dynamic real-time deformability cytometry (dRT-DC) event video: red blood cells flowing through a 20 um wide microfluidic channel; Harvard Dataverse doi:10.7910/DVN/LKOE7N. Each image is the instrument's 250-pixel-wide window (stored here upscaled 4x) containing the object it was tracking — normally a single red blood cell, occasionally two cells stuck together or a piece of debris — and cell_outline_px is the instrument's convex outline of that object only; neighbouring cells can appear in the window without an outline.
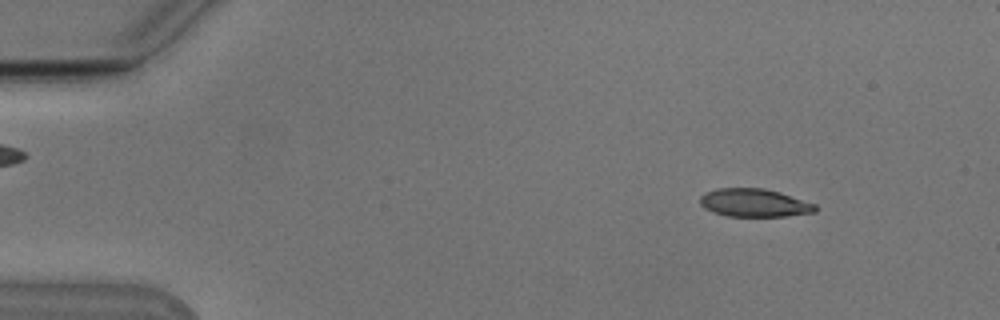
{"species": "Egyptian fruit bat (a non-hibernating species)", "species_latin": "Rousettus aegyptiacus", "temperature_condition": "cold", "stored_images_in_passage": 53, "camera_frame_rate_fps": 3000, "um_per_image_px": 0.085, "animal": {"sex": "male"}, "frame": {"image": 1, "passage_image": 6, "time_ms": 1.667, "image_size_px": [1000, 320], "cell_outline_px": [[816, 212], [784, 216], [728, 216], [712, 212], [704, 208], [700, 204], [700, 196], [704, 192], [716, 188], [764, 188], [780, 192], [816, 204]], "centroid_in_image_um": [64.08, 17.23], "position_along_channel_um": 20.9, "area_um2": 18.96}}
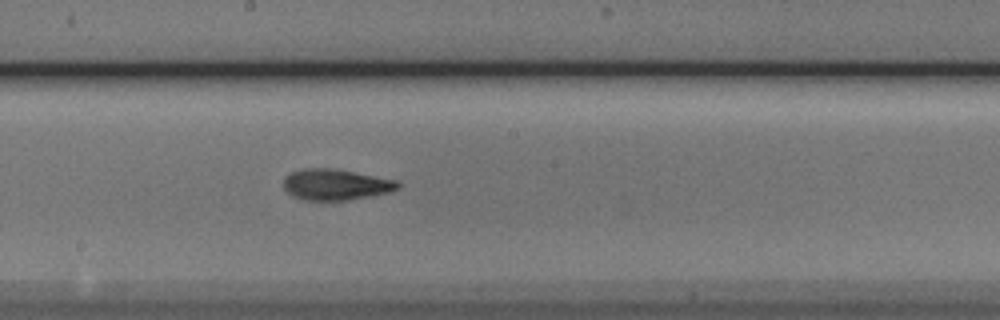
{"frame": {"image": 2, "passage_image": 29, "time_ms": 9.333, "image_size_px": [1000, 320], "cell_outline_px": [[400, 188], [392, 192], [372, 196], [348, 200], [304, 200], [292, 196], [284, 188], [284, 176], [300, 168], [328, 168], [352, 172], [396, 180], [400, 184]], "centroid_in_image_um": [28.53, 15.7], "position_along_channel_um": 219.7, "area_um2": 20.63}}
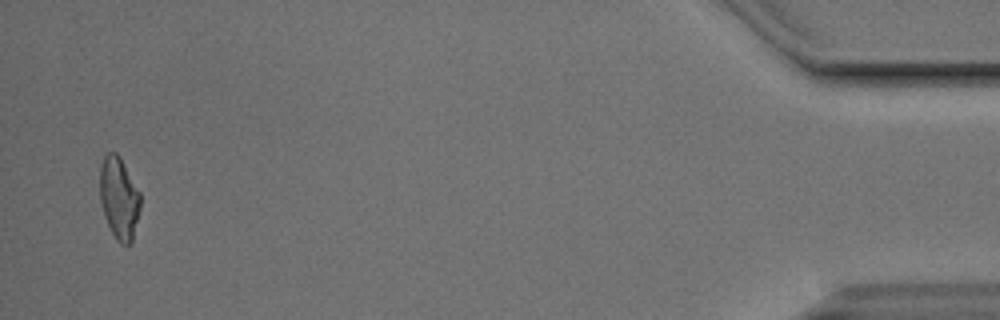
{"frame": {"image": 3, "passage_image": 52, "time_ms": 17.0, "image_size_px": [1000, 320], "cell_outline_px": [[140, 208], [132, 240], [128, 244], [120, 244], [116, 240], [104, 216], [100, 200], [100, 164], [104, 156], [108, 152], [116, 152], [120, 156], [140, 192]], "centroid_in_image_um": [10.11, 16.81], "position_along_channel_um": 425.1, "area_um2": 19.36}, "authors_computed_cell_mechanics": {"area_um2": 19.7676, "velocity_mm_per_s": 3.7982, "shape_relaxation_time_tau1_ms": 5.5197, "shape_relaxation_time_tau2_ms": 3.711, "deformation_change_tau1": 0.1487, "deformation_change_tau2": 0.1096}}